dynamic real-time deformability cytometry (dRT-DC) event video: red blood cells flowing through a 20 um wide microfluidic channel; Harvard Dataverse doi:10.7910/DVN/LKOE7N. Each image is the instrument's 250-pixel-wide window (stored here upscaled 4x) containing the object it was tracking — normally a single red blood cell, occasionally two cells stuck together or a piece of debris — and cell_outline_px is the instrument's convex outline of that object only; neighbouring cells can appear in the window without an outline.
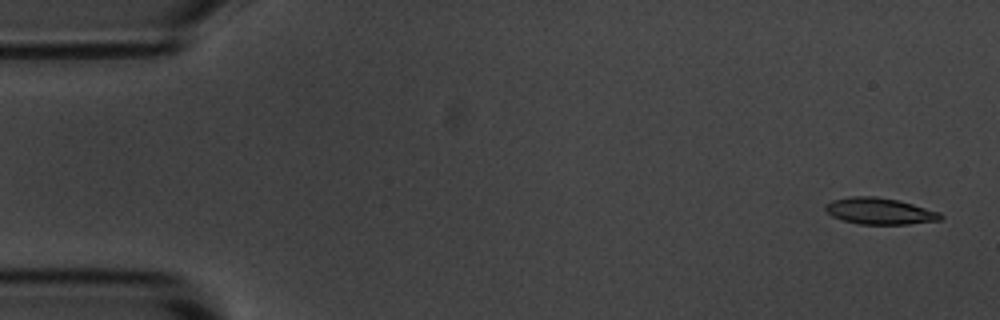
{"species": "common noctule bat (a hibernating species)", "species_latin": "Nyctalus noctula", "temperature_condition": "room temperature", "stored_images_in_passage": 4, "camera_frame_rate_fps": 3000, "um_per_image_px": 0.085, "animal": {"sex": "male", "body_mass_g": 20.1, "forearm_length_mm": 53.5}, "frame": {"image": 1, "passage_image": 1, "time_ms": 0.0, "image_size_px": [1000, 320], "cell_outline_px": [[944, 216], [940, 220], [908, 224], [860, 224], [840, 220], [832, 216], [824, 208], [824, 204], [832, 200], [852, 196], [876, 196], [896, 200], [912, 204], [940, 212]], "centroid_in_image_um": [74.74, 17.94], "position_along_channel_um": 10.3, "area_um2": 17.74}}